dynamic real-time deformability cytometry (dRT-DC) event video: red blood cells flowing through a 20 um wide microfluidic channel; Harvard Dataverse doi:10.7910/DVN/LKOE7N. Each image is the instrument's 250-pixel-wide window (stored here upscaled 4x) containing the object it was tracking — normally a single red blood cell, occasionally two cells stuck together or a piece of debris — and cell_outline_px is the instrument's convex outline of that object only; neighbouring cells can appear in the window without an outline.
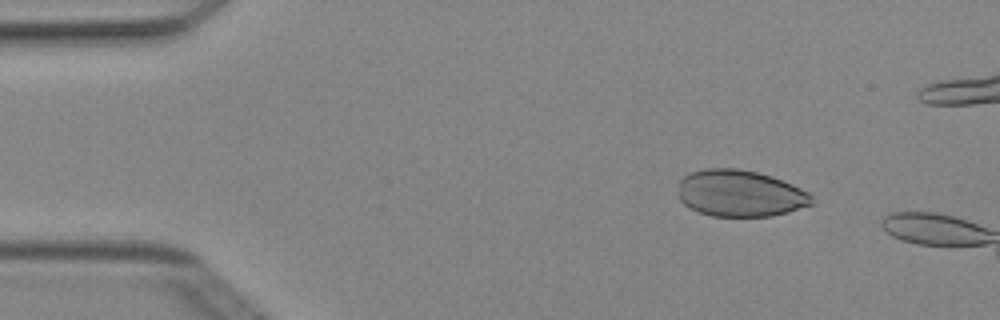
{"species": "Egyptian fruit bat (a non-hibernating species)", "species_latin": "Rousettus aegyptiacus", "temperature_condition": "cold", "stored_images_in_passage": 3, "camera_frame_rate_fps": 3000, "um_per_image_px": 0.085, "animal": {"sex": "female"}, "frame": {"image": 1, "passage_image": 2, "time_ms": 0.333, "image_size_px": [1000, 320], "cell_outline_px": [[812, 204], [788, 212], [772, 216], [712, 216], [700, 212], [684, 204], [680, 200], [680, 180], [688, 172], [704, 168], [736, 168], [756, 172], [772, 176], [792, 184], [808, 192], [812, 196]], "centroid_in_image_um": [62.91, 16.43], "position_along_channel_um": 22.1, "area_um2": 36.18}}